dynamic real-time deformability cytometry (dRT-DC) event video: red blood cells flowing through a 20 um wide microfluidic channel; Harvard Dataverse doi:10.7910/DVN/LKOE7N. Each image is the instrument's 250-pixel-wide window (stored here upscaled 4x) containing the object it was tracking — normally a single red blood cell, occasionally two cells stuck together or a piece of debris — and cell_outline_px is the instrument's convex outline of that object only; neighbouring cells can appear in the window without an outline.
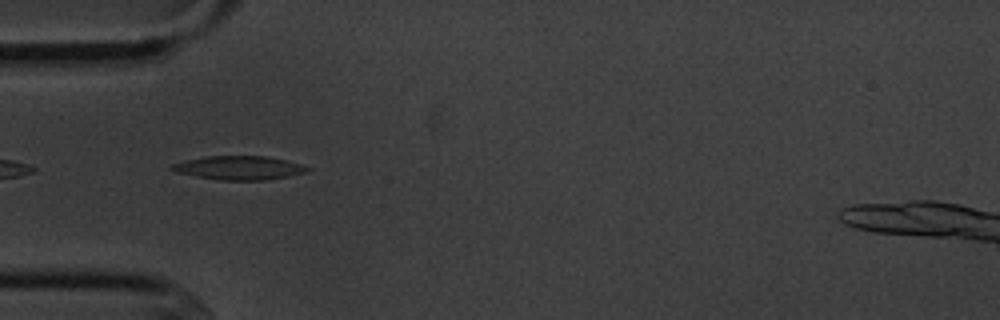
{"species": "common noctule bat (a hibernating species)", "species_latin": "Nyctalus noctula", "temperature_condition": "cold", "stored_images_in_passage": 8, "camera_frame_rate_fps": 3000, "um_per_image_px": 0.085, "animal": {"sex": "male", "body_mass_g": 20.1, "forearm_length_mm": 53.5}, "frame": {"image": 1, "passage_image": 4, "time_ms": 3.667, "image_size_px": [1000, 320], "cell_outline_px": [[312, 168], [308, 172], [288, 176], [260, 180], [220, 180], [196, 176], [176, 172], [168, 168], [172, 164], [184, 160], [204, 156], [268, 156], [300, 164]], "centroid_in_image_um": [20.29, 14.26], "position_along_channel_um": 64.7, "area_um2": 18.73}}
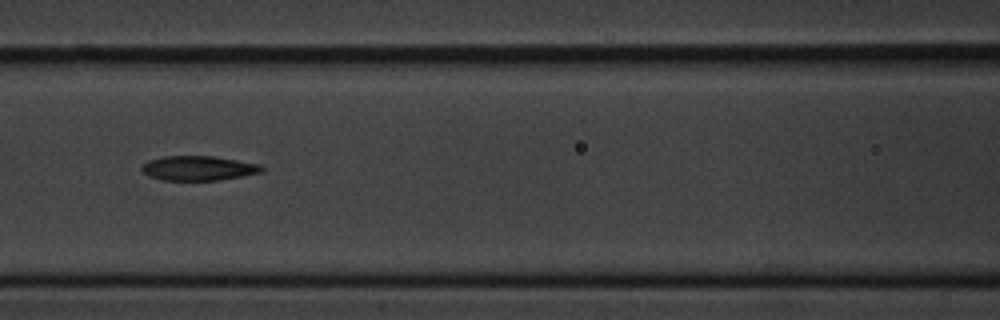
{"frame": {"image": 2, "passage_image": 6, "time_ms": 6.0, "image_size_px": [1000, 320], "cell_outline_px": [[264, 172], [220, 180], [160, 180], [148, 176], [140, 168], [148, 160], [164, 156], [212, 156], [260, 164], [264, 168]], "centroid_in_image_um": [16.87, 14.3], "position_along_channel_um": 149.7, "area_um2": 17.22}}
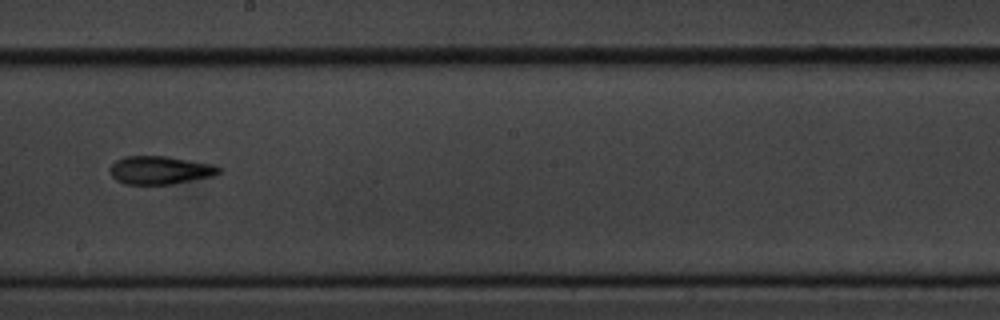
{"frame": {"image": 3, "passage_image": 8, "time_ms": 8.333, "image_size_px": [1000, 320], "cell_outline_px": [[224, 172], [216, 176], [172, 184], [124, 184], [116, 180], [112, 176], [108, 168], [116, 160], [124, 156], [168, 156], [212, 164], [224, 168]], "centroid_in_image_um": [13.66, 14.46], "position_along_channel_um": 234.5, "area_um2": 18.26}}